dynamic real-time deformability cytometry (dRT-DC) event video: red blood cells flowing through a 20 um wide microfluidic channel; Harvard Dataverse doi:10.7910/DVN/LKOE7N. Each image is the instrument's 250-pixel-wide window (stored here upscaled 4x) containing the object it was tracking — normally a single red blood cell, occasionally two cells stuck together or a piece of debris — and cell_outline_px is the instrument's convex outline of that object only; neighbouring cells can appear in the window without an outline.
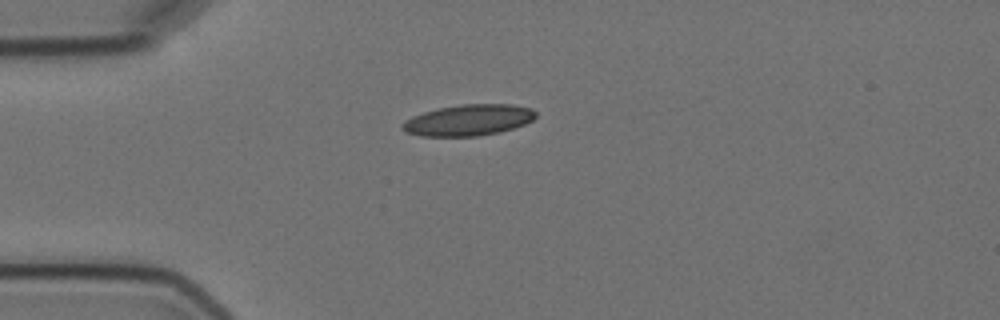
{"species": "Egyptian fruit bat (a non-hibernating species)", "species_latin": "Rousettus aegyptiacus", "temperature_condition": "cold", "stored_images_in_passage": 5, "camera_frame_rate_fps": 3000, "um_per_image_px": 0.085, "animal": {"sex": "female"}, "frame": {"image": 1, "passage_image": 1, "time_ms": 0.0, "image_size_px": [1000, 320], "cell_outline_px": [[536, 116], [532, 120], [524, 124], [500, 132], [476, 136], [420, 136], [404, 132], [400, 128], [400, 124], [404, 120], [412, 116], [424, 112], [440, 108], [460, 104], [512, 104], [532, 108], [536, 112]], "centroid_in_image_um": [39.78, 10.21], "position_along_channel_um": 45.2, "area_um2": 24.33}}
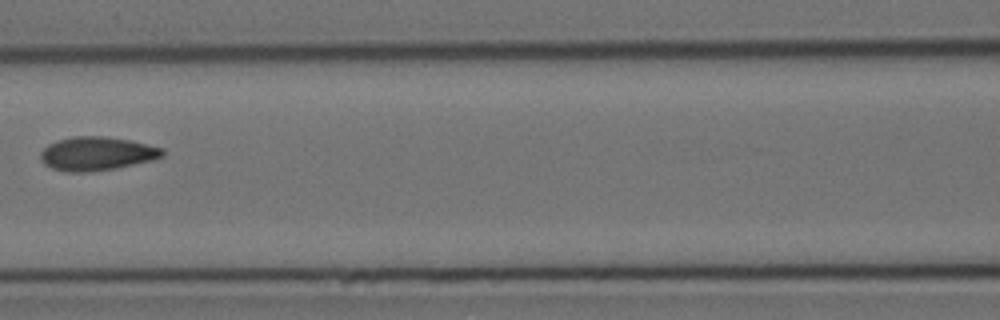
{"frame": {"image": 2, "passage_image": 4, "time_ms": 3.667, "image_size_px": [1000, 320], "cell_outline_px": [[164, 156], [152, 160], [116, 168], [92, 172], [68, 172], [52, 168], [44, 164], [40, 160], [40, 152], [48, 144], [72, 136], [104, 136], [132, 140], [164, 148]], "centroid_in_image_um": [8.24, 13.06], "position_along_channel_um": 158.4, "area_um2": 24.1}}
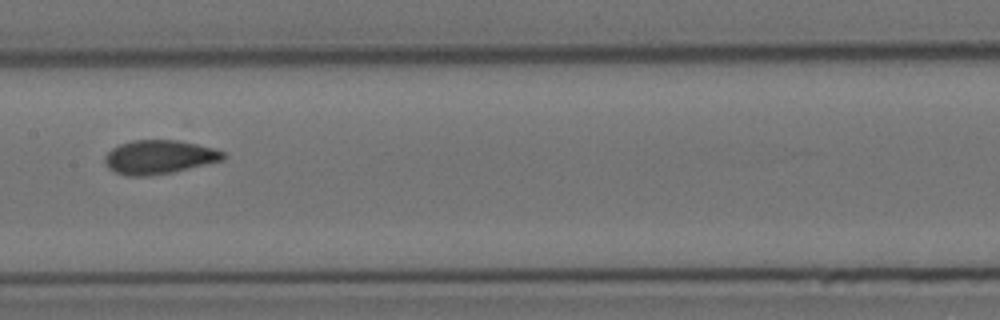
{"frame": {"image": 3, "passage_image": 5, "time_ms": 4.667, "image_size_px": [1000, 320], "cell_outline_px": [[228, 156], [224, 160], [172, 172], [148, 176], [128, 176], [116, 172], [108, 168], [104, 160], [104, 156], [112, 148], [120, 144], [132, 140], [180, 140], [212, 148], [224, 152]], "centroid_in_image_um": [13.53, 13.35], "position_along_channel_um": 193.9, "area_um2": 23.35}}